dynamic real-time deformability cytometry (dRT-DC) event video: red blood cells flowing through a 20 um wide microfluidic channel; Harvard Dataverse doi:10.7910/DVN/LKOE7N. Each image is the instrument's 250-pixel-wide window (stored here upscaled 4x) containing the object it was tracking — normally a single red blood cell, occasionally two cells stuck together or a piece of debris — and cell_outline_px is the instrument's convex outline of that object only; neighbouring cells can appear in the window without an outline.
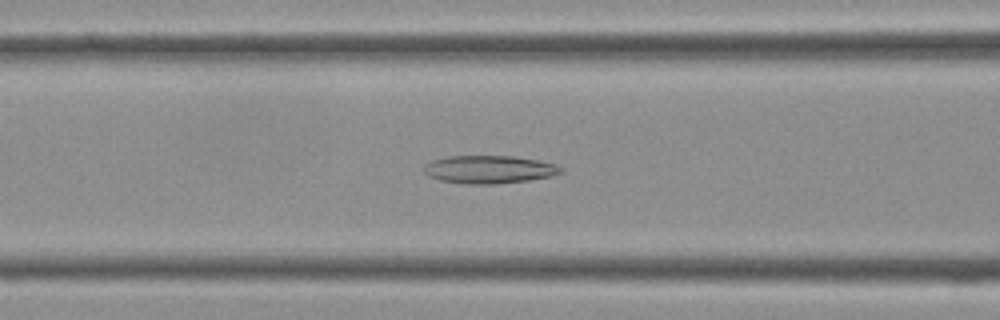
{"species": "Egyptian fruit bat (a non-hibernating species)", "species_latin": "Rousettus aegyptiacus", "temperature_condition": "cold", "stored_images_in_passage": 40, "camera_frame_rate_fps": 3000, "um_per_image_px": 0.085, "frame": {"image": 1, "passage_image": 16, "time_ms": 5.0, "image_size_px": [1000, 320], "cell_outline_px": [[564, 172], [552, 176], [528, 180], [496, 184], [468, 184], [440, 180], [428, 176], [424, 172], [424, 164], [432, 160], [448, 156], [512, 156], [536, 160], [556, 164], [564, 168]], "centroid_in_image_um": [41.59, 14.4], "position_along_channel_um": 125.0, "area_um2": 22.37}}
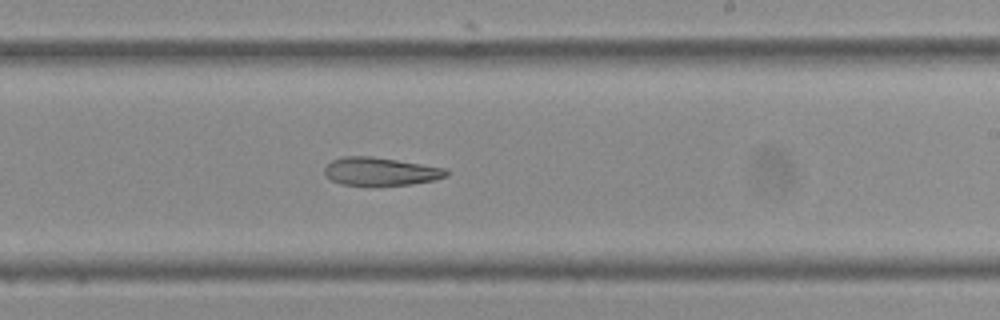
{"frame": {"image": 2, "passage_image": 24, "time_ms": 7.667, "image_size_px": [1000, 320], "cell_outline_px": [[448, 176], [432, 180], [412, 184], [376, 188], [340, 184], [324, 176], [324, 168], [332, 160], [344, 156], [372, 156], [448, 168]], "centroid_in_image_um": [32.32, 14.61], "position_along_channel_um": 256.7, "area_um2": 20.75}}
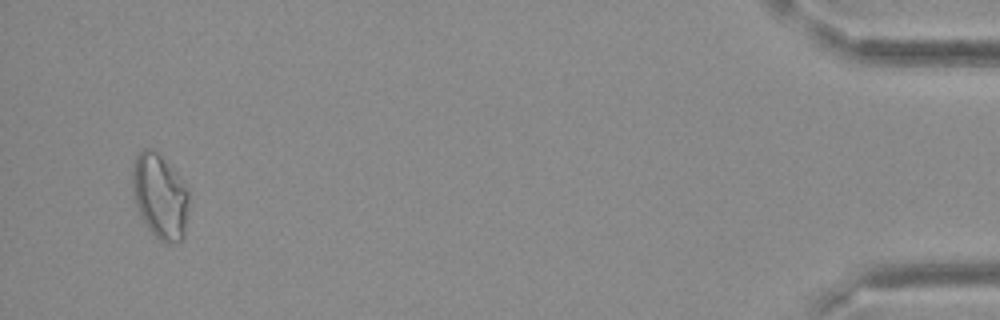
{"frame": {"image": 3, "passage_image": 39, "time_ms": 12.667, "image_size_px": [1000, 320], "cell_outline_px": [[188, 204], [184, 236], [180, 240], [168, 244], [160, 240], [148, 228], [136, 208], [132, 188], [132, 168], [136, 156], [140, 148], [152, 148], [176, 172], [184, 184], [188, 192]], "centroid_in_image_um": [13.57, 16.67], "position_along_channel_um": 421.6, "area_um2": 27.74}}